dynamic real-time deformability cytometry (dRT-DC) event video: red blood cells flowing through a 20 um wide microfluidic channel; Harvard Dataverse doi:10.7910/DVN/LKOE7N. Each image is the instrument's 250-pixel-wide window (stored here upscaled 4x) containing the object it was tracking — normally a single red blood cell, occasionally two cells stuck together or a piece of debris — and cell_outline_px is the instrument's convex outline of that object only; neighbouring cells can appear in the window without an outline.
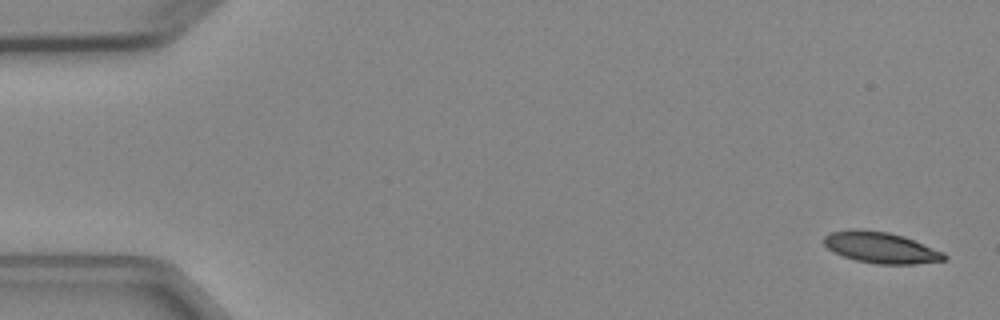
{"species": "Egyptian fruit bat (a non-hibernating species)", "species_latin": "Rousettus aegyptiacus", "temperature_condition": "cold", "stored_images_in_passage": 5, "segment_of_instrument_passage": [1, 2], "camera_frame_rate_fps": 3000, "um_per_image_px": 0.085, "animal": {"sex": "female"}, "frame": {"image": 1, "passage_image": 1, "time_ms": 0.0, "image_size_px": [1000, 320], "cell_outline_px": [[948, 256], [944, 260], [916, 264], [876, 264], [856, 260], [844, 256], [828, 248], [824, 244], [824, 236], [832, 232], [856, 228], [860, 228], [888, 232], [904, 236], [944, 252]], "centroid_in_image_um": [74.89, 21.03], "position_along_channel_um": 10.1, "area_um2": 21.79}}
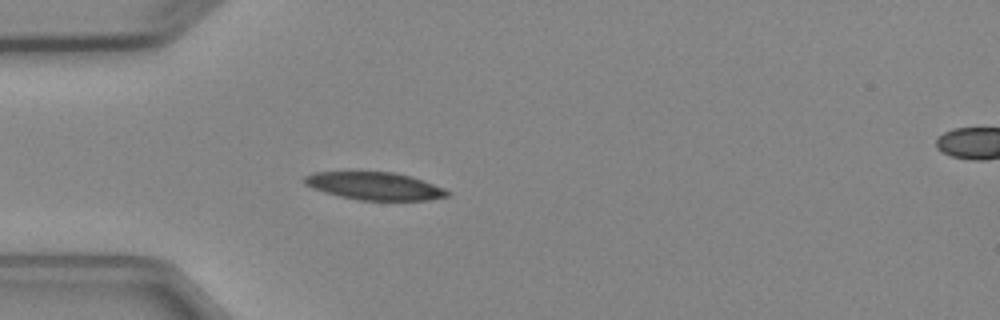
{"frame": {"image": 2, "passage_image": 4, "time_ms": 4.333, "image_size_px": [1000, 320], "cell_outline_px": [[452, 192], [448, 196], [428, 200], [360, 200], [340, 196], [324, 192], [312, 188], [304, 184], [304, 176], [312, 172], [396, 172], [412, 176], [444, 188]], "centroid_in_image_um": [31.86, 15.81], "position_along_channel_um": 53.1, "area_um2": 23.12}}